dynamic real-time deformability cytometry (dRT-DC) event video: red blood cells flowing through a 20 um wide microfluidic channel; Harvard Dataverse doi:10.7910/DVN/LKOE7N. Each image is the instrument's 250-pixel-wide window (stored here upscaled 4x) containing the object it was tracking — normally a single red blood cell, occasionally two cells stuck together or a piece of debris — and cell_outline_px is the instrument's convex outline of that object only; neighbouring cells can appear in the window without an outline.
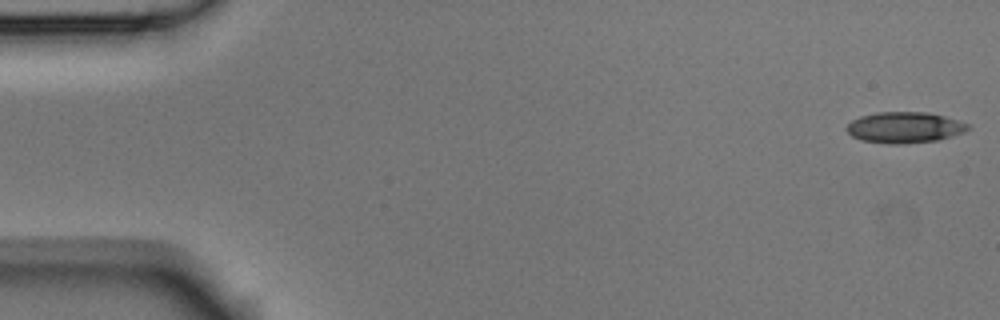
{"species": "Egyptian fruit bat (a non-hibernating species)", "species_latin": "Rousettus aegyptiacus", "temperature_condition": "room temperature", "stored_images_in_passage": 5, "camera_frame_rate_fps": 3000, "um_per_image_px": 0.085, "animal": {"sex": "male"}, "frame": {"image": 1, "passage_image": 1, "time_ms": 0.0, "image_size_px": [1000, 320], "cell_outline_px": [[972, 128], [964, 132], [952, 136], [936, 140], [900, 144], [888, 144], [860, 140], [852, 136], [848, 132], [848, 124], [852, 120], [860, 116], [876, 112], [928, 112], [944, 116], [972, 124]], "centroid_in_image_um": [76.93, 10.83], "position_along_channel_um": 8.1, "area_um2": 22.02}}
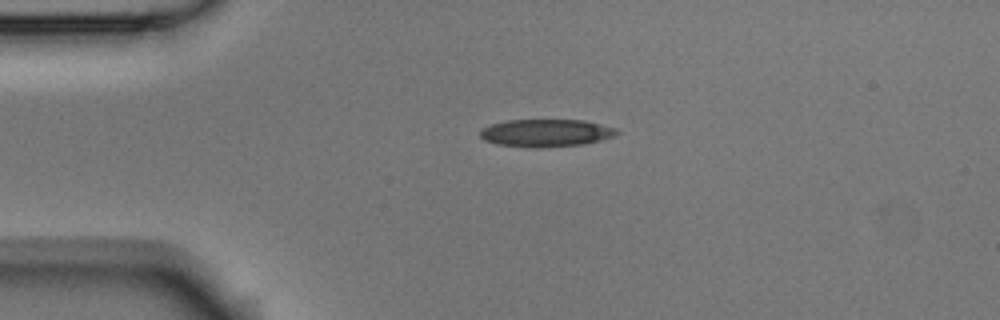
{"frame": {"image": 2, "passage_image": 4, "time_ms": 1.0, "image_size_px": [1000, 320], "cell_outline_px": [[620, 132], [616, 136], [600, 140], [580, 144], [544, 148], [532, 148], [496, 144], [484, 140], [480, 136], [480, 128], [492, 124], [508, 120], [584, 120], [616, 128]], "centroid_in_image_um": [46.4, 11.3], "position_along_channel_um": 38.6, "area_um2": 22.08}}